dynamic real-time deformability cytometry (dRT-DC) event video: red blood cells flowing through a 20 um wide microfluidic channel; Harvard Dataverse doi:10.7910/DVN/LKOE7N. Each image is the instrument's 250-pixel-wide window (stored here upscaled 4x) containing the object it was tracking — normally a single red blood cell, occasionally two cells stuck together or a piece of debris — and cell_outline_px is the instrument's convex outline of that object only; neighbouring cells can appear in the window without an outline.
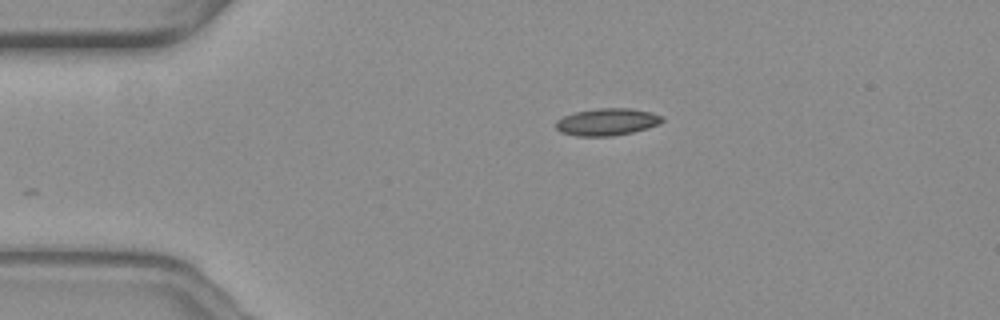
{"species": "common noctule bat (a hibernating species)", "species_latin": "Nyctalus noctula", "temperature_condition": "warm", "stored_images_in_passage": 34, "camera_frame_rate_fps": 3000, "um_per_image_px": 0.085, "animal": {"sex": "female", "body_mass_g": 19.3, "forearm_length_mm": 54.1}, "frame": {"image": 1, "passage_image": 1, "time_ms": 0.0, "image_size_px": [1000, 320], "cell_outline_px": [[664, 120], [660, 124], [648, 128], [632, 132], [612, 136], [576, 136], [560, 132], [556, 128], [556, 120], [564, 116], [576, 112], [596, 108], [632, 108], [652, 112], [664, 116]], "centroid_in_image_um": [51.63, 10.36], "position_along_channel_um": 33.4, "area_um2": 16.99}}
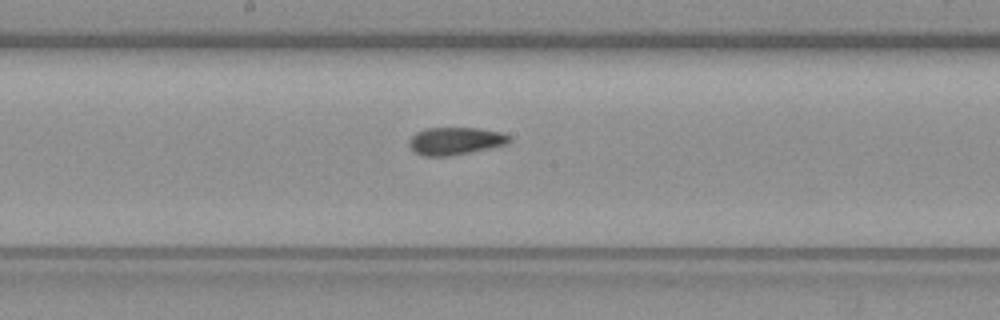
{"frame": {"image": 2, "passage_image": 19, "time_ms": 6.0, "image_size_px": [1000, 320], "cell_outline_px": [[512, 140], [508, 144], [448, 156], [424, 156], [416, 152], [408, 144], [408, 140], [416, 132], [424, 128], [480, 128], [504, 132], [512, 136]], "centroid_in_image_um": [38.74, 11.96], "position_along_channel_um": 209.5, "area_um2": 16.18}}
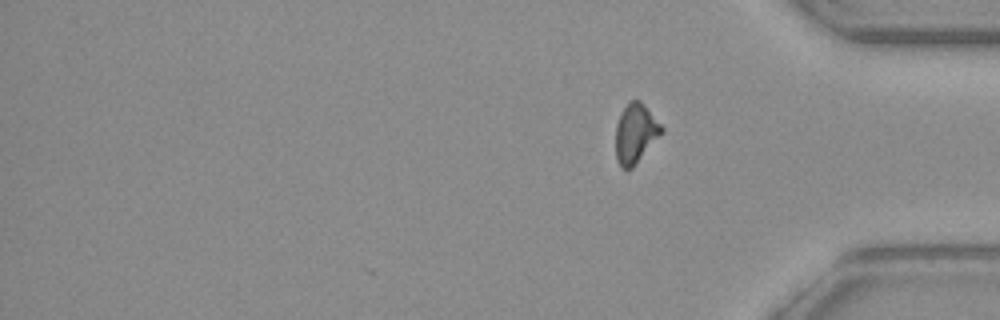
{"frame": {"image": 3, "passage_image": 34, "time_ms": 11.0, "image_size_px": [1000, 320], "cell_outline_px": [[664, 132], [632, 168], [620, 168], [616, 160], [616, 124], [620, 112], [628, 100], [640, 100], [644, 104], [664, 128]], "centroid_in_image_um": [54.01, 11.32], "position_along_channel_um": 381.2, "area_um2": 16.07}, "authors_computed_cell_mechanics": {"area_um2": 16.2707, "velocity_mm_per_s": 3.6554, "shape_relaxation_time_tau1_ms": null, "shape_relaxation_time_tau2_ms": 2.4854, "deformation_change_tau1": null, "deformation_change_tau2": 0.0948}}